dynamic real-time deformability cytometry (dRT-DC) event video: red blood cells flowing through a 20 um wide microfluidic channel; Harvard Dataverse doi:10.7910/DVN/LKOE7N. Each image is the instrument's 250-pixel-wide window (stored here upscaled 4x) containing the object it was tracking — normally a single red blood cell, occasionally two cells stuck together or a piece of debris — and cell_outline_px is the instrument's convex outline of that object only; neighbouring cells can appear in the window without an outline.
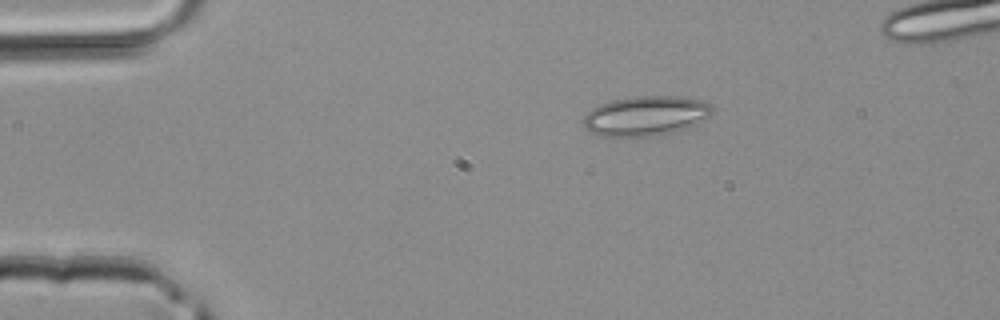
{"species": "common noctule bat (a hibernating species)", "species_latin": "Nyctalus noctula", "temperature_condition": "room temperature", "stored_images_in_passage": 3, "camera_frame_rate_fps": 3000, "um_per_image_px": 0.085, "animal": {"sex": "male", "body_mass_g": 20.4}, "frame": {"image": 1, "passage_image": 1, "time_ms": 0.0, "image_size_px": [1000, 320], "cell_outline_px": [[712, 112], [708, 116], [676, 132], [656, 136], [600, 136], [588, 132], [584, 128], [584, 116], [592, 108], [600, 104], [612, 100], [636, 96], [668, 96], [700, 100], [712, 104]], "centroid_in_image_um": [54.83, 9.86], "position_along_channel_um": 30.2, "area_um2": 29.59}}